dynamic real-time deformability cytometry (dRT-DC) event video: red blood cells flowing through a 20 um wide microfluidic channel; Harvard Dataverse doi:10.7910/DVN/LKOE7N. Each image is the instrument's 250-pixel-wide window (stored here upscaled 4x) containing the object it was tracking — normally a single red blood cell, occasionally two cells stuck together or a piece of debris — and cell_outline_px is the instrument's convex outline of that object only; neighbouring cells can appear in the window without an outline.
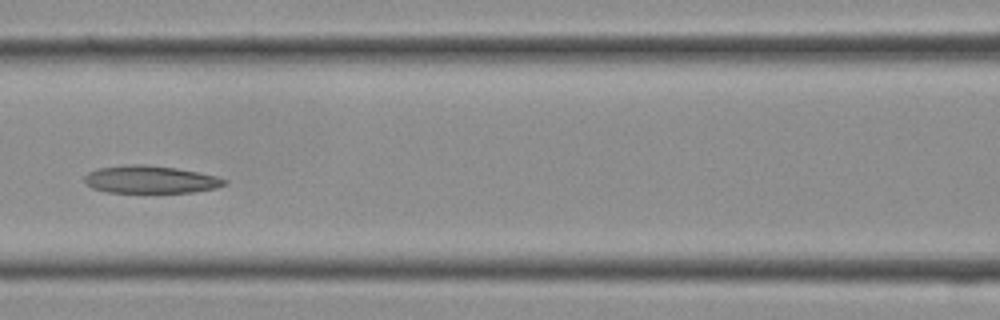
{"species": "Egyptian fruit bat (a non-hibernating species)", "species_latin": "Rousettus aegyptiacus", "temperature_condition": "cold", "stored_images_in_passage": 12, "camera_frame_rate_fps": 3000, "um_per_image_px": 0.085, "frame": {"image": 1, "passage_image": 9, "time_ms": 2.667, "image_size_px": [1000, 320], "cell_outline_px": [[228, 184], [216, 188], [196, 192], [108, 192], [92, 188], [84, 180], [84, 176], [88, 172], [96, 168], [128, 164], [148, 164], [176, 168], [220, 176], [228, 180]], "centroid_in_image_um": [12.83, 15.25], "position_along_channel_um": 153.8, "area_um2": 22.77}}
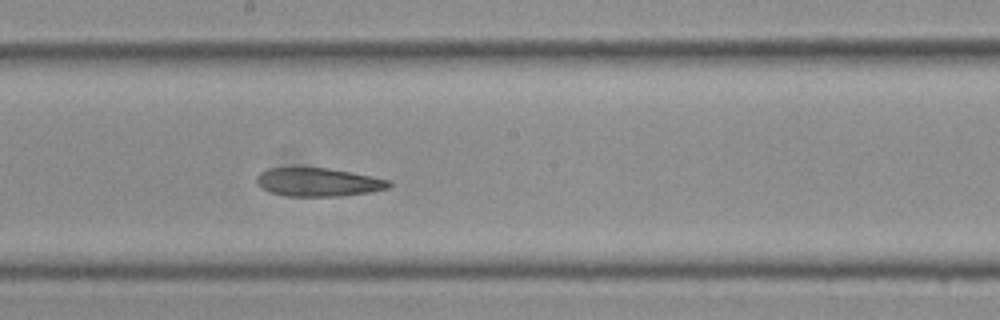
{"frame": {"image": 2, "passage_image": 12, "time_ms": 3.667, "image_size_px": [1000, 320], "cell_outline_px": [[392, 184], [388, 188], [368, 192], [340, 196], [288, 196], [268, 192], [260, 188], [256, 184], [256, 176], [260, 172], [268, 168], [328, 168], [372, 176], [392, 180]], "centroid_in_image_um": [27.02, 15.48], "position_along_channel_um": 221.2, "area_um2": 22.02}}